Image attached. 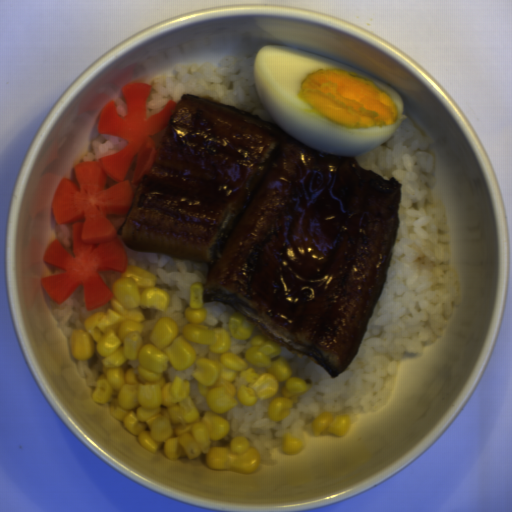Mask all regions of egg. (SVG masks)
Listing matches in <instances>:
<instances>
[{
	"label": "egg",
	"instance_id": "1",
	"mask_svg": "<svg viewBox=\"0 0 512 512\" xmlns=\"http://www.w3.org/2000/svg\"><path fill=\"white\" fill-rule=\"evenodd\" d=\"M257 94L274 122L315 151L342 157L386 146L407 117L390 85L318 54L264 46L252 62Z\"/></svg>",
	"mask_w": 512,
	"mask_h": 512
}]
</instances>
